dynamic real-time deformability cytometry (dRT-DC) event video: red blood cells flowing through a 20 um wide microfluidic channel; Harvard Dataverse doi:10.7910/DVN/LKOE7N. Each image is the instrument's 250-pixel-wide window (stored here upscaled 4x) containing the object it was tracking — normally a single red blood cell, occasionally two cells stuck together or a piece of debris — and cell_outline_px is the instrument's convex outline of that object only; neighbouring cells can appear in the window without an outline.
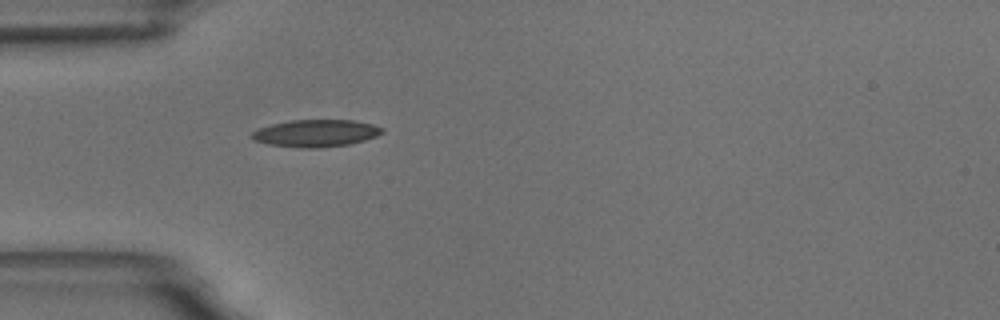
{"species": "common noctule bat (a hibernating species)", "species_latin": "Nyctalus noctula", "temperature_condition": "room temperature", "stored_images_in_passage": 41, "camera_frame_rate_fps": 3000, "um_per_image_px": 0.085, "animal": {"sex": "male", "body_mass_g": 18.8}, "frame": {"image": 1, "passage_image": 1, "time_ms": 0.0, "image_size_px": [1000, 320], "cell_outline_px": [[384, 132], [376, 136], [364, 140], [348, 144], [320, 148], [300, 148], [268, 144], [252, 140], [252, 132], [260, 128], [272, 124], [292, 120], [352, 120], [372, 124], [384, 128]], "centroid_in_image_um": [26.85, 11.33], "position_along_channel_um": 58.1, "area_um2": 20.58}}
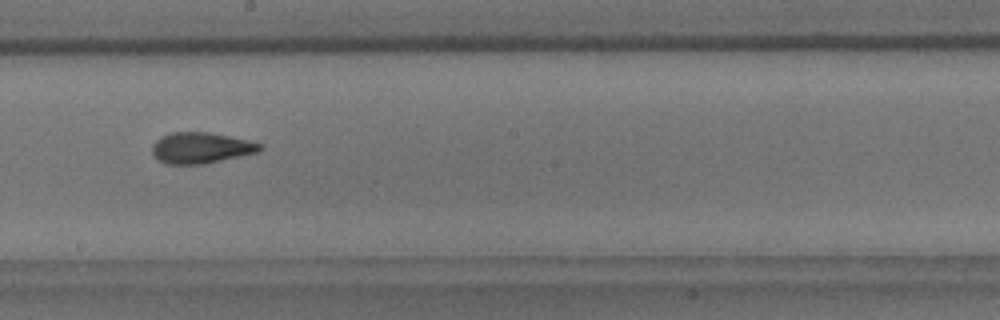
{"frame": {"image": 2, "passage_image": 16, "time_ms": 5.0, "image_size_px": [1000, 320], "cell_outline_px": [[264, 148], [256, 152], [240, 156], [204, 164], [168, 164], [156, 160], [152, 156], [152, 144], [160, 136], [172, 132], [208, 132], [248, 140], [264, 144]], "centroid_in_image_um": [17.04, 12.57], "position_along_channel_um": 231.2, "area_um2": 19.59}}
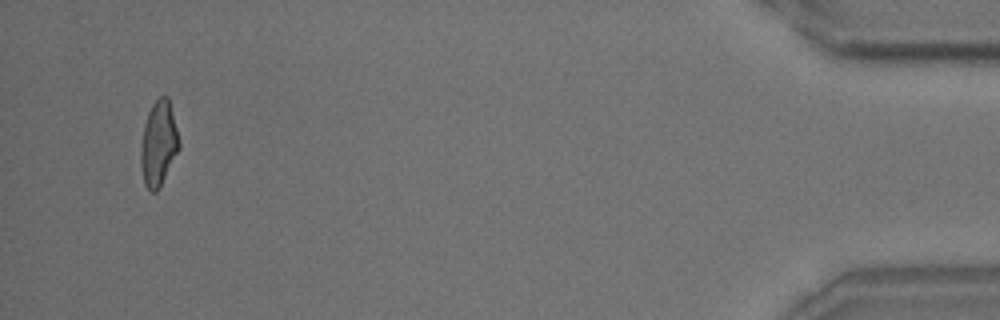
{"frame": {"image": 3, "passage_image": 39, "time_ms": 12.667, "image_size_px": [1000, 320], "cell_outline_px": [[180, 148], [160, 188], [156, 192], [152, 192], [144, 184], [140, 164], [140, 152], [144, 124], [148, 112], [152, 104], [160, 96], [168, 96], [180, 140]], "centroid_in_image_um": [13.48, 12.22], "position_along_channel_um": 421.7, "area_um2": 19.13}, "authors_computed_cell_mechanics": {"area_um2": 19.1896, "velocity_mm_per_s": 3.5182, "shape_relaxation_time_tau1_ms": 7.0425, "shape_relaxation_time_tau2_ms": 1.5604, "deformation_change_tau1": 0.2126, "deformation_change_tau2": 0.0917}}